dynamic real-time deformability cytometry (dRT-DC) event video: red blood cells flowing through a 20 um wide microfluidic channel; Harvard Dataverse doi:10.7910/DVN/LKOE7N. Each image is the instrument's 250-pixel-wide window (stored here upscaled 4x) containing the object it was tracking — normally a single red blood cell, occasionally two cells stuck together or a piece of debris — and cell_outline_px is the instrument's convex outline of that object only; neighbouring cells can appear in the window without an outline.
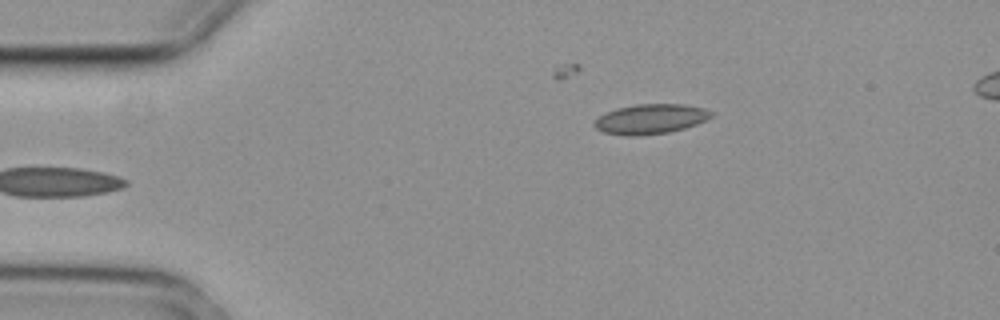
{"species": "common noctule bat (a hibernating species)", "species_latin": "Nyctalus noctula", "temperature_condition": "cold", "stored_images_in_passage": 4, "camera_frame_rate_fps": 3000, "um_per_image_px": 0.085, "animal": {"sex": "female", "body_mass_g": 29.2, "forearm_length_mm": 56.3}, "frame": {"image": 1, "passage_image": 4, "time_ms": 1.0, "image_size_px": [1000, 320], "cell_outline_px": [[712, 116], [696, 124], [684, 128], [668, 132], [636, 136], [624, 136], [604, 132], [596, 128], [592, 124], [604, 112], [616, 108], [636, 104], [684, 104], [704, 108], [712, 112]], "centroid_in_image_um": [55.26, 10.11], "position_along_channel_um": 29.7, "area_um2": 20.29}}